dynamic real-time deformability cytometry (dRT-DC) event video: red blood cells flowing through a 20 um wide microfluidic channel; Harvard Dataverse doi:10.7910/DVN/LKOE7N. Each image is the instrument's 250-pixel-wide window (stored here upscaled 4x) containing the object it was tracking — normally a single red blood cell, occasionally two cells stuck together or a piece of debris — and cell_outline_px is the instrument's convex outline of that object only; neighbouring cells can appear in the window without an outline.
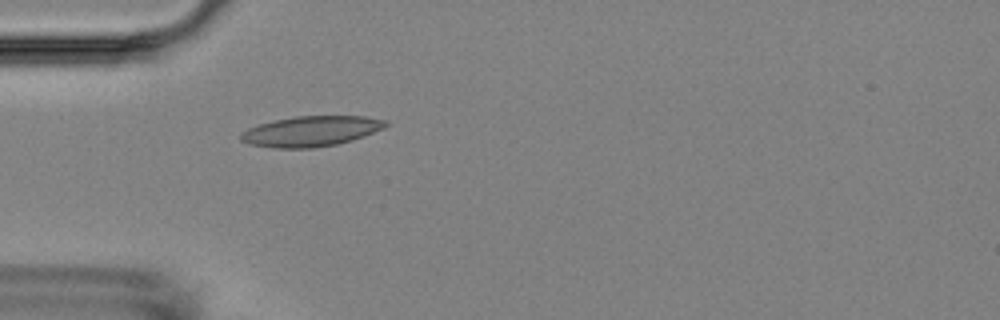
{"species": "Egyptian fruit bat (a non-hibernating species)", "species_latin": "Rousettus aegyptiacus", "temperature_condition": "room temperature", "stored_images_in_passage": 2, "camera_frame_rate_fps": 3000, "um_per_image_px": 0.085, "animal": {"sex": "female"}, "frame": {"image": 1, "passage_image": 2, "time_ms": 1.0, "image_size_px": [1000, 320], "cell_outline_px": [[388, 124], [384, 128], [364, 136], [352, 140], [336, 144], [312, 148], [272, 148], [248, 144], [240, 140], [240, 132], [248, 128], [260, 124], [276, 120], [296, 116], [364, 116], [388, 120]], "centroid_in_image_um": [26.43, 11.16], "position_along_channel_um": 58.6, "area_um2": 25.66}}